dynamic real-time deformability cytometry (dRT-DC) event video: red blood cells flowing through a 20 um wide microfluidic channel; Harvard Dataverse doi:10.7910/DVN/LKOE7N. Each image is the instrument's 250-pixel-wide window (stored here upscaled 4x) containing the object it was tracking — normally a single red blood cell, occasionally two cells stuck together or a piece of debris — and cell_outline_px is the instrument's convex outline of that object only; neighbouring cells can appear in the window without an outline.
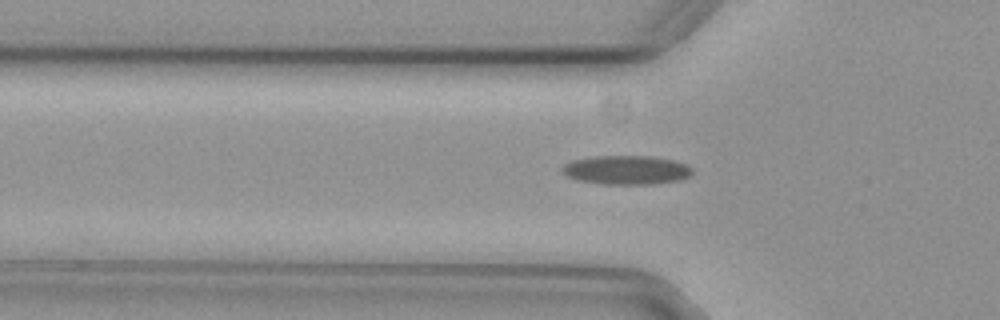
{"species": "common noctule bat (a hibernating species)", "species_latin": "Nyctalus noctula", "temperature_condition": "cold", "stored_images_in_passage": 47, "camera_frame_rate_fps": 3000, "um_per_image_px": 0.085, "animal": {"sex": "female", "body_mass_g": 29.2, "forearm_length_mm": 56.3}, "frame": {"image": 1, "passage_image": 17, "time_ms": 5.333, "image_size_px": [1000, 320], "cell_outline_px": [[692, 172], [688, 176], [680, 180], [648, 184], [604, 184], [576, 180], [560, 172], [560, 168], [564, 164], [572, 160], [592, 156], [652, 156], [672, 160], [684, 164], [692, 168]], "centroid_in_image_um": [53.17, 14.44], "position_along_channel_um": 72.6, "area_um2": 21.96}}
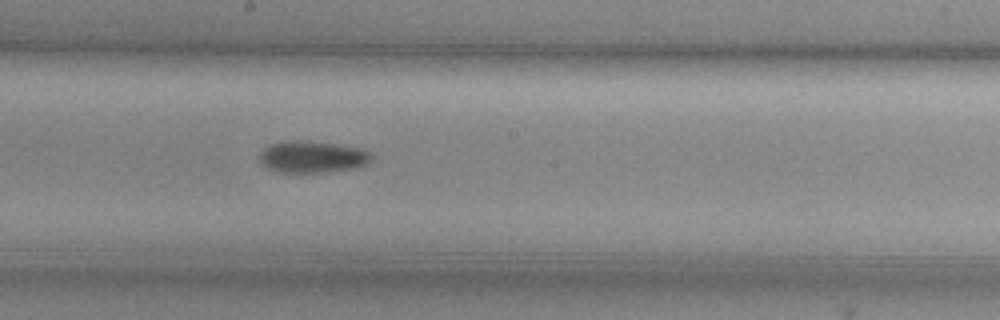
{"frame": {"image": 2, "passage_image": 29, "time_ms": 9.333, "image_size_px": [1000, 320], "cell_outline_px": [[372, 160], [368, 164], [360, 168], [324, 172], [276, 172], [260, 164], [260, 152], [264, 148], [272, 144], [292, 140], [308, 140], [356, 148], [368, 152], [372, 156]], "centroid_in_image_um": [26.54, 13.35], "position_along_channel_um": 221.7, "area_um2": 20.69}}
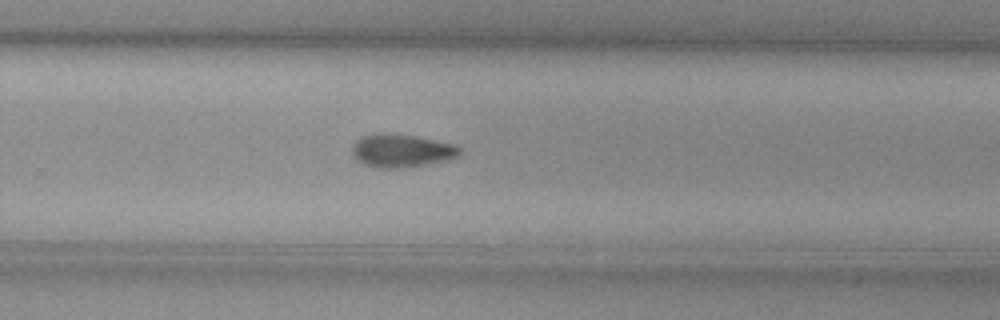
{"frame": {"image": 3, "passage_image": 35, "time_ms": 11.333, "image_size_px": [1000, 320], "cell_outline_px": [[460, 152], [456, 156], [448, 160], [404, 168], [376, 168], [364, 164], [356, 160], [352, 156], [352, 144], [360, 136], [380, 132], [412, 136], [456, 144], [460, 148]], "centroid_in_image_um": [34.06, 12.81], "position_along_channel_um": 295.7, "area_um2": 20.87}}